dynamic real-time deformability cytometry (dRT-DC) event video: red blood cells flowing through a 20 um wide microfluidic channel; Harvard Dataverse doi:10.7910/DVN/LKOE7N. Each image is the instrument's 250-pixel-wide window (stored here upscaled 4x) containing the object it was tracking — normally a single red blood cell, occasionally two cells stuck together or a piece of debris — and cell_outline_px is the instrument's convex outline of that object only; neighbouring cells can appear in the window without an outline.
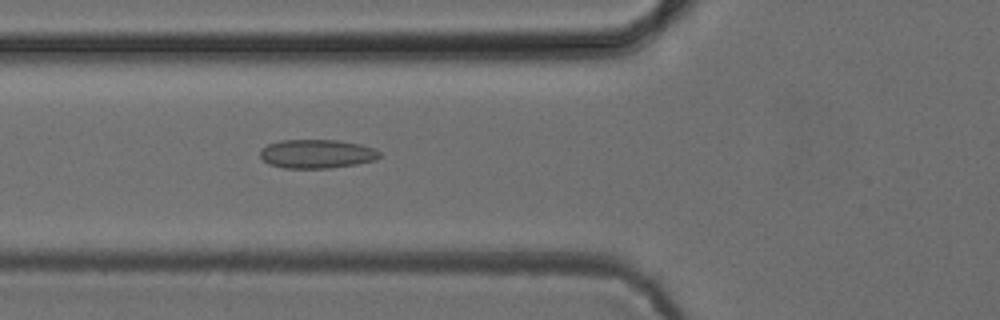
{"species": "common noctule bat (a hibernating species)", "species_latin": "Nyctalus noctula", "temperature_condition": "cold", "stored_images_in_passage": 30, "camera_frame_rate_fps": 3000, "um_per_image_px": 0.085, "animal": {"sex": "female", "body_mass_g": 24.6, "forearm_length_mm": 56.2}, "frame": {"image": 1, "passage_image": 7, "time_ms": 2.0, "image_size_px": [1000, 320], "cell_outline_px": [[380, 156], [376, 160], [356, 164], [328, 168], [284, 168], [268, 164], [260, 156], [260, 148], [268, 144], [280, 140], [340, 140], [360, 144], [376, 148], [380, 152]], "centroid_in_image_um": [26.93, 13.07], "position_along_channel_um": 98.9, "area_um2": 20.23}}
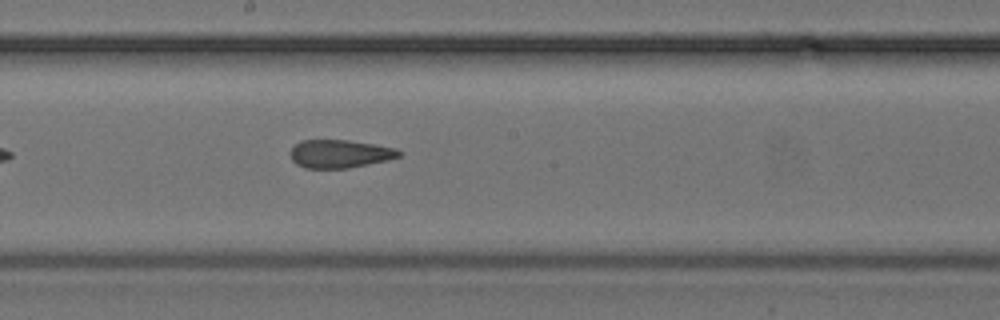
{"frame": {"image": 2, "passage_image": 16, "time_ms": 5.0, "image_size_px": [1000, 320], "cell_outline_px": [[404, 152], [400, 156], [388, 160], [348, 168], [304, 168], [296, 164], [292, 160], [288, 152], [300, 140], [348, 140], [376, 144], [396, 148]], "centroid_in_image_um": [28.89, 13.07], "position_along_channel_um": 219.3, "area_um2": 18.03}}
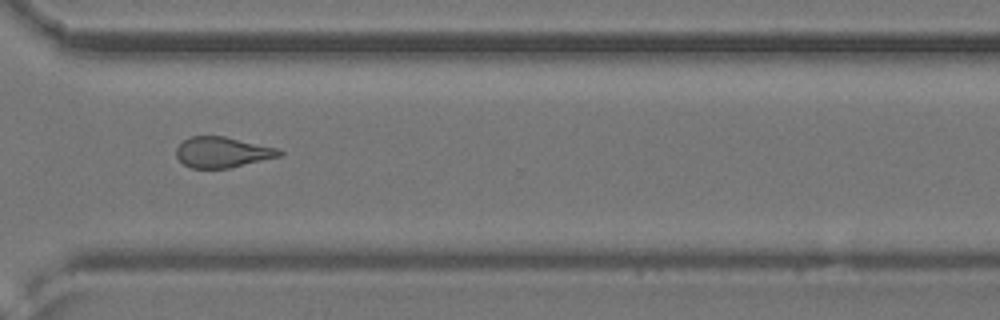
{"frame": {"image": 3, "passage_image": 26, "time_ms": 8.333, "image_size_px": [1000, 320], "cell_outline_px": [[284, 152], [280, 156], [228, 168], [192, 168], [184, 164], [176, 156], [176, 148], [184, 140], [192, 136], [224, 136], [280, 148]], "centroid_in_image_um": [18.92, 12.93], "position_along_channel_um": 351.7, "area_um2": 18.32}}